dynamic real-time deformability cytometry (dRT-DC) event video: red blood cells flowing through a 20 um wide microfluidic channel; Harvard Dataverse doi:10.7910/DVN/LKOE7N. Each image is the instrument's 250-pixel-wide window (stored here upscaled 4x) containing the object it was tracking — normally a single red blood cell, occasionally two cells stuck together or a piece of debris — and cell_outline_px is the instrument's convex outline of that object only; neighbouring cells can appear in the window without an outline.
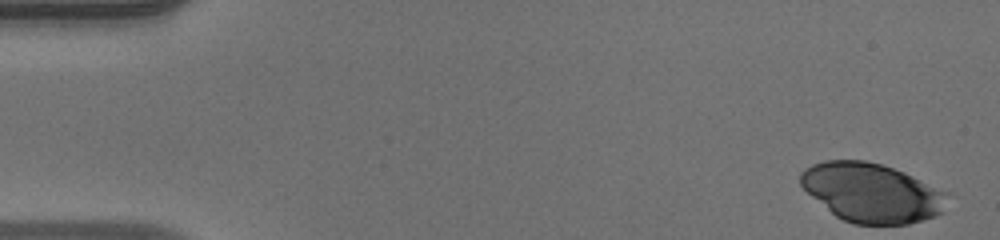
{"species": "human", "species_latin": "Homo sapiens", "temperature_condition": "warm", "stored_images_in_passage": 48, "camera_frame_rate_fps": 3000, "um_per_image_px": 0.085, "donor": {"sex": "male"}, "frame": {"image": 1, "passage_image": 1, "time_ms": 0.0, "image_size_px": [1000, 240], "cell_outline_px": [[952, 192], [944, 212], [936, 216], [908, 224], [852, 224], [836, 216], [812, 196], [800, 184], [800, 172], [804, 168], [812, 164], [824, 160], [864, 160], [880, 164], [904, 172]], "centroid_in_image_um": [74.17, 16.37], "position_along_channel_um": 10.8, "area_um2": 51.04}}
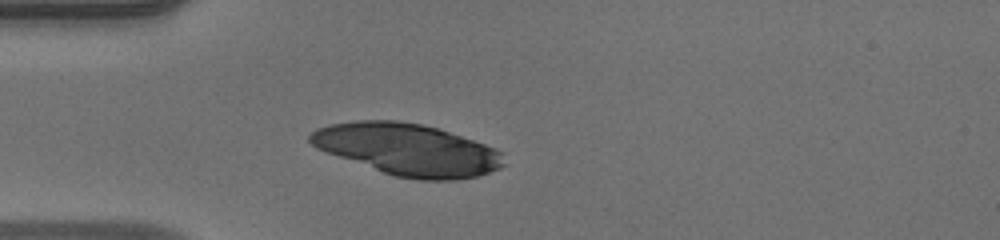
{"frame": {"image": 2, "passage_image": 13, "time_ms": 4.0, "image_size_px": [1000, 240], "cell_outline_px": [[508, 164], [500, 168], [476, 176], [456, 180], [420, 180], [396, 176], [384, 172], [316, 148], [308, 140], [308, 136], [316, 128], [328, 124], [356, 120], [396, 120], [424, 124], [496, 148], [504, 152]], "centroid_in_image_um": [34.68, 12.7], "position_along_channel_um": 50.3, "area_um2": 58.26}}
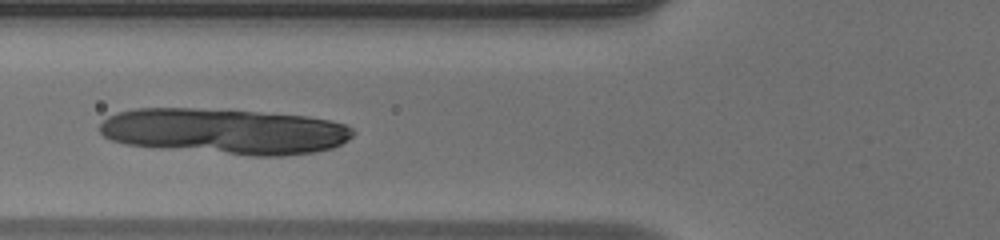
{"frame": {"image": 3, "passage_image": 18, "time_ms": 5.667, "image_size_px": [1000, 240], "cell_outline_px": [[356, 132], [348, 140], [332, 148], [312, 152], [280, 156], [252, 156], [160, 148], [128, 144], [112, 140], [104, 136], [100, 132], [100, 124], [108, 116], [116, 112], [136, 108], [196, 108], [260, 112], [308, 116], [328, 120], [344, 124], [352, 128]], "centroid_in_image_um": [19.1, 11.15], "position_along_channel_um": 106.7, "area_um2": 67.57}}